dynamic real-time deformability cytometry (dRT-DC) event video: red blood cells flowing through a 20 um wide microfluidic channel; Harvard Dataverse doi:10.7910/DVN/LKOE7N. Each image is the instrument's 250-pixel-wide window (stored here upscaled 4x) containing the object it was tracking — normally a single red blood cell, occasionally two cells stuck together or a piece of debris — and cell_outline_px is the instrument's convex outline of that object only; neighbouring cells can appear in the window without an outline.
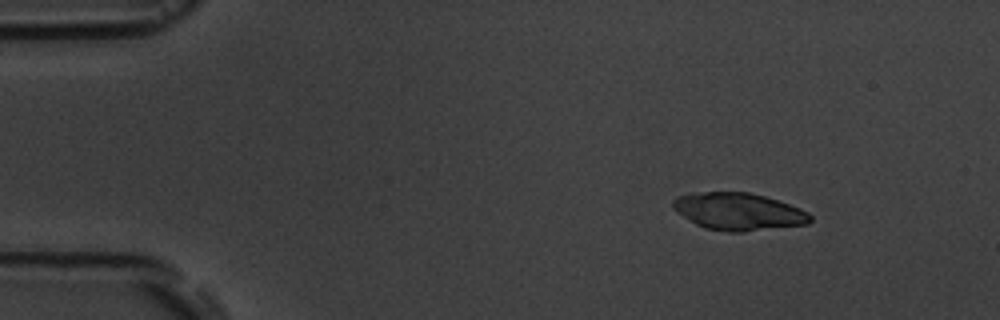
{"species": "common noctule bat (a hibernating species)", "species_latin": "Nyctalus noctula", "temperature_condition": "room temperature", "stored_images_in_passage": 4, "camera_frame_rate_fps": 3000, "um_per_image_px": 0.085, "animal": {"sex": "male", "body_mass_g": 19.5, "forearm_length_mm": 54.6}, "frame": {"image": 1, "passage_image": 2, "time_ms": 1.333, "image_size_px": [1000, 320], "cell_outline_px": [[812, 220], [808, 224], [744, 232], [728, 232], [704, 228], [696, 224], [676, 212], [672, 208], [672, 200], [676, 196], [692, 192], [748, 192], [764, 196], [800, 208], [808, 212], [812, 216]], "centroid_in_image_um": [62.74, 17.98], "position_along_channel_um": 22.3, "area_um2": 30.06}}